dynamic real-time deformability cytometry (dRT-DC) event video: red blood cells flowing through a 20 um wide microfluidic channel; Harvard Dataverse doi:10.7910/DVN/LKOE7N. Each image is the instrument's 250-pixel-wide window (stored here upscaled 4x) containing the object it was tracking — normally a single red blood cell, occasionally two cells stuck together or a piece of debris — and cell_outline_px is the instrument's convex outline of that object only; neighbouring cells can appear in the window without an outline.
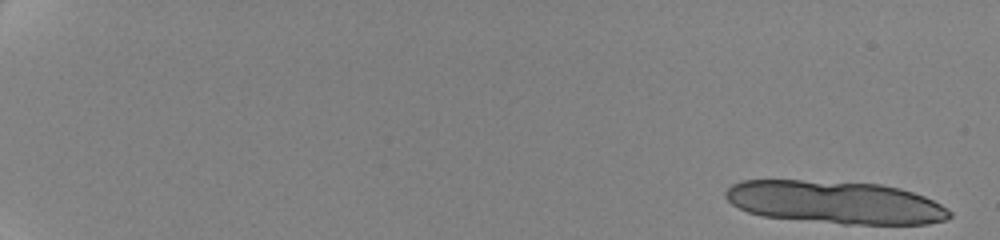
{"species": "human", "species_latin": "Homo sapiens", "temperature_condition": "cold", "stored_images_in_passage": 44, "camera_frame_rate_fps": 3000, "um_per_image_px": 0.085, "donor": {"sex": "female"}, "frame": {"image": 1, "passage_image": 1, "time_ms": 0.0, "image_size_px": [1000, 240], "cell_outline_px": [[952, 216], [944, 220], [928, 224], [844, 224], [764, 216], [748, 212], [732, 204], [724, 196], [724, 192], [732, 184], [744, 180], [800, 180], [880, 184], [900, 188], [924, 196], [940, 204], [952, 212]], "centroid_in_image_um": [70.99, 17.2], "position_along_channel_um": 14.0, "area_um2": 55.72}}
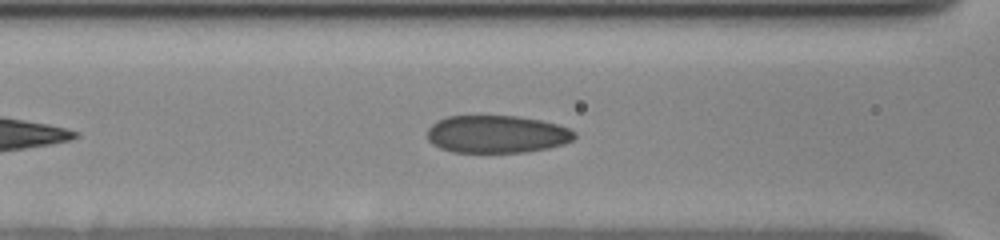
{"frame": {"image": 2, "passage_image": 23, "time_ms": 9.333, "image_size_px": [1000, 240], "cell_outline_px": [[576, 136], [572, 140], [564, 144], [548, 148], [524, 152], [452, 152], [440, 148], [432, 144], [428, 140], [428, 128], [432, 124], [448, 116], [516, 116], [540, 120], [556, 124], [568, 128], [576, 132]], "centroid_in_image_um": [42.23, 11.41], "position_along_channel_um": 124.4, "area_um2": 32.19}}
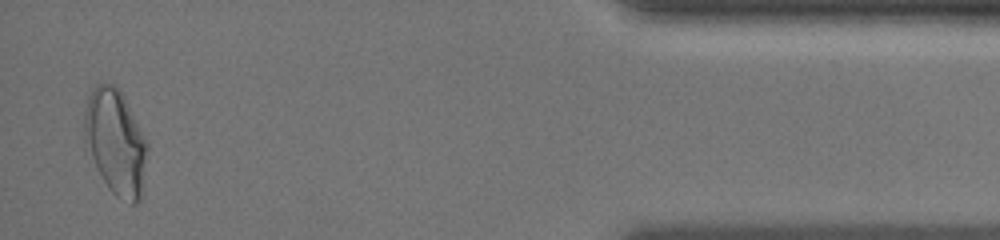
{"frame": {"image": 3, "passage_image": 44, "time_ms": 19.333, "image_size_px": [1000, 240], "cell_outline_px": [[148, 144], [140, 200], [136, 204], [132, 204], [120, 200], [108, 188], [84, 152], [84, 112], [88, 96], [92, 88], [96, 84], [112, 84], [124, 96]], "centroid_in_image_um": [9.77, 12.11], "position_along_channel_um": 425.4, "area_um2": 39.02}, "authors_computed_cell_mechanics": {"area_um2": 33.9286, "velocity_mm_per_s": 3.5217, "shape_relaxation_time_tau1_ms": 8.8359, "shape_relaxation_time_tau2_ms": 1.2986, "deformation_change_tau1": 0.2067, "deformation_change_tau2": 0.0677}}